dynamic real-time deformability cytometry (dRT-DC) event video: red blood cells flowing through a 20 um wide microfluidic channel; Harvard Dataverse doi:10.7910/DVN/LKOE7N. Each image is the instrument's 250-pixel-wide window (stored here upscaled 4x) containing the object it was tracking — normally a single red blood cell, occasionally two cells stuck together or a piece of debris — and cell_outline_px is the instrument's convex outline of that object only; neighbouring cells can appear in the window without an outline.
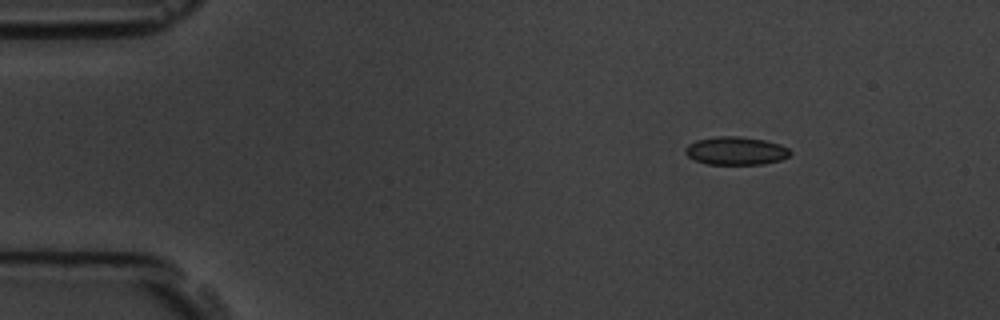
{"species": "common noctule bat (a hibernating species)", "species_latin": "Nyctalus noctula", "temperature_condition": "room temperature", "stored_images_in_passage": 7, "camera_frame_rate_fps": 3000, "um_per_image_px": 0.085, "animal": {"sex": "male", "body_mass_g": 19.5, "forearm_length_mm": 54.6}, "frame": {"image": 1, "passage_image": 1, "time_ms": 0.0, "image_size_px": [1000, 320], "cell_outline_px": [[792, 152], [788, 156], [780, 160], [764, 164], [708, 164], [696, 160], [688, 156], [684, 152], [684, 148], [688, 144], [696, 140], [716, 136], [736, 136], [764, 140], [780, 144], [788, 148]], "centroid_in_image_um": [62.54, 12.81], "position_along_channel_um": 22.5, "area_um2": 17.17}}
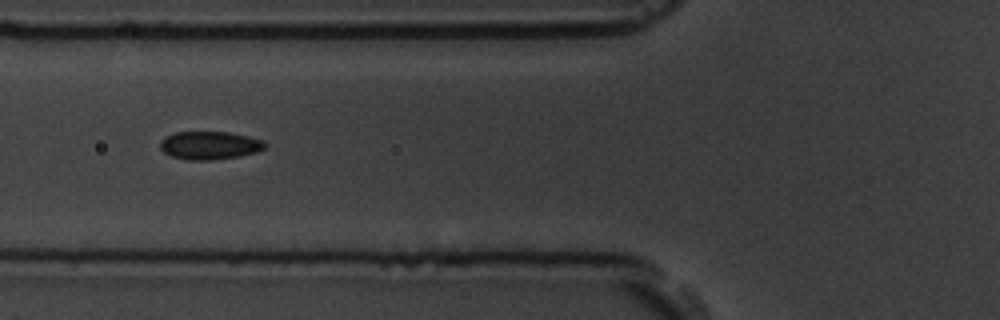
{"frame": {"image": 2, "passage_image": 4, "time_ms": 4.333, "image_size_px": [1000, 320], "cell_outline_px": [[268, 144], [264, 148], [256, 152], [240, 156], [212, 160], [188, 160], [172, 156], [164, 152], [160, 148], [160, 140], [164, 136], [176, 132], [228, 132], [248, 136], [264, 140]], "centroid_in_image_um": [17.82, 12.35], "position_along_channel_um": 108.0, "area_um2": 17.28}}
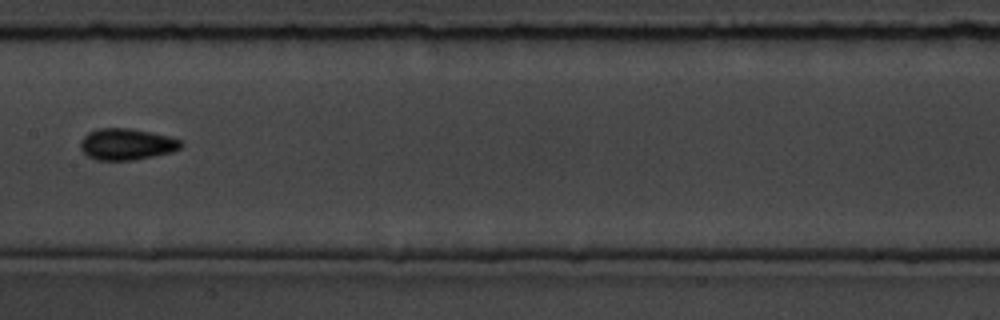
{"frame": {"image": 3, "passage_image": 6, "time_ms": 6.667, "image_size_px": [1000, 320], "cell_outline_px": [[184, 144], [180, 148], [172, 152], [132, 160], [96, 160], [88, 156], [80, 148], [80, 140], [88, 132], [96, 128], [128, 128], [168, 136], [180, 140]], "centroid_in_image_um": [10.73, 12.25], "position_along_channel_um": 196.7, "area_um2": 18.32}}